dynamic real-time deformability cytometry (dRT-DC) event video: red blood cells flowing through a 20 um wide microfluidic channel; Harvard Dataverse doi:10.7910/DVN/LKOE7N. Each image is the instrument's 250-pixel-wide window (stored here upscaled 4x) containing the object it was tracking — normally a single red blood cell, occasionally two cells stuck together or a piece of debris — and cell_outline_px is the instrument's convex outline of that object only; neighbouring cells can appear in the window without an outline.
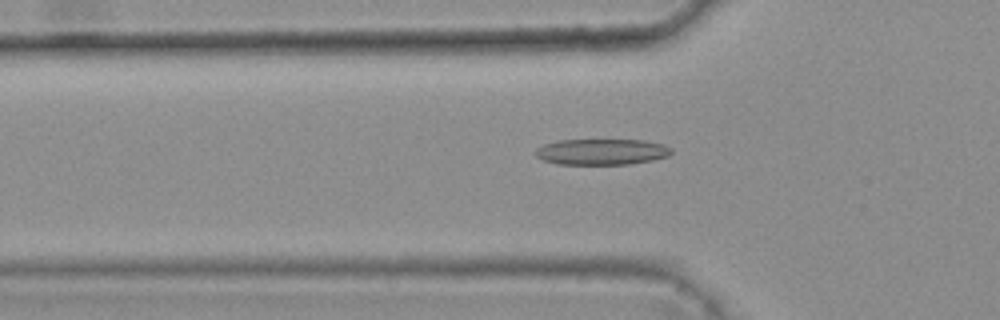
{"species": "common noctule bat (a hibernating species)", "species_latin": "Nyctalus noctula", "temperature_condition": "warm", "stored_images_in_passage": 39, "camera_frame_rate_fps": 3000, "um_per_image_px": 0.085, "animal": {"sex": "female", "body_mass_g": 25.1}, "frame": {"image": 1, "passage_image": 9, "time_ms": 2.667, "image_size_px": [1000, 320], "cell_outline_px": [[672, 152], [668, 156], [652, 160], [628, 164], [556, 164], [544, 160], [536, 156], [532, 152], [536, 148], [544, 144], [556, 140], [644, 140], [664, 144], [672, 148]], "centroid_in_image_um": [51.12, 12.9], "position_along_channel_um": 74.7, "area_um2": 20.69}}
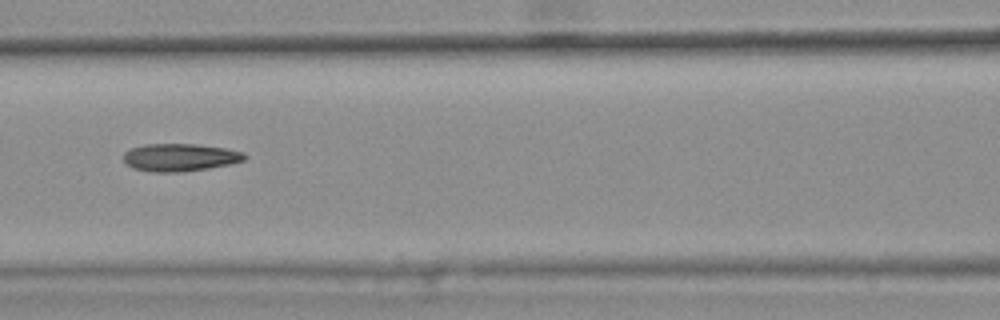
{"frame": {"image": 2, "passage_image": 15, "time_ms": 4.667, "image_size_px": [1000, 320], "cell_outline_px": [[248, 156], [244, 160], [232, 164], [208, 168], [180, 172], [152, 172], [132, 168], [124, 160], [124, 152], [132, 148], [144, 144], [200, 144], [228, 148], [244, 152]], "centroid_in_image_um": [15.35, 13.37], "position_along_channel_um": 151.3, "area_um2": 19.71}}
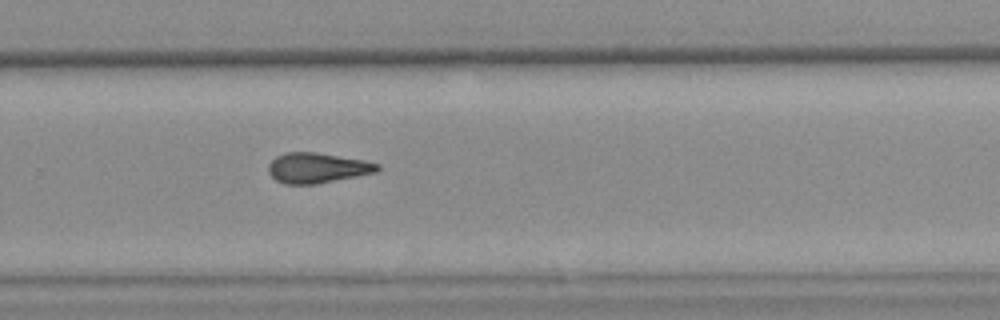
{"frame": {"image": 3, "passage_image": 27, "time_ms": 8.667, "image_size_px": [1000, 320], "cell_outline_px": [[380, 168], [376, 172], [316, 184], [284, 184], [276, 180], [268, 172], [268, 164], [276, 156], [284, 152], [312, 152], [364, 160], [380, 164]], "centroid_in_image_um": [26.93, 14.27], "position_along_channel_um": 302.9, "area_um2": 19.07}, "authors_computed_cell_mechanics": {"area_um2": 19.2474, "velocity_mm_per_s": 3.8009, "shape_relaxation_time_tau1_ms": null, "shape_relaxation_time_tau2_ms": 6.2715, "deformation_change_tau1": null, "deformation_change_tau2": 0.172}}